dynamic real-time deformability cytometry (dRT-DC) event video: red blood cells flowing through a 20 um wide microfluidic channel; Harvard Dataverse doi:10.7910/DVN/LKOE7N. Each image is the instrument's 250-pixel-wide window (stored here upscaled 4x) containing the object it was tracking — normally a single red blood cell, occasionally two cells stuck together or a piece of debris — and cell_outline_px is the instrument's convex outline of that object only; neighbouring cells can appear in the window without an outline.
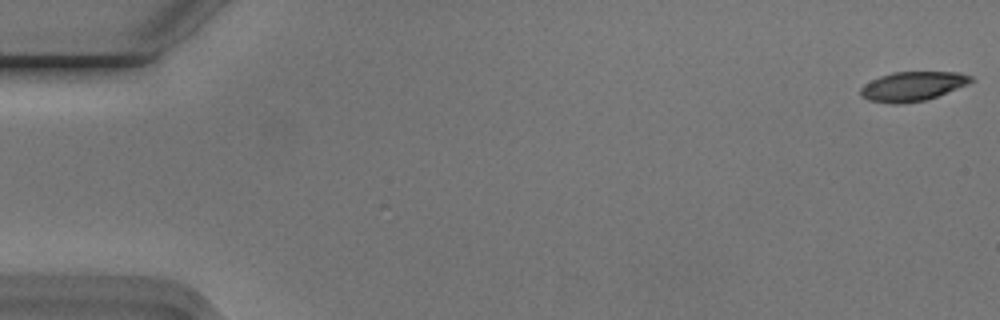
{"species": "Egyptian fruit bat (a non-hibernating species)", "species_latin": "Rousettus aegyptiacus", "temperature_condition": "cold", "stored_images_in_passage": 55, "camera_frame_rate_fps": 3000, "um_per_image_px": 0.085, "animal": {"sex": "male"}, "frame": {"image": 1, "passage_image": 1, "time_ms": 0.0, "image_size_px": [1000, 320], "cell_outline_px": [[972, 80], [968, 84], [936, 96], [924, 100], [896, 104], [868, 100], [860, 92], [860, 88], [864, 84], [880, 76], [892, 72], [960, 72], [972, 76]], "centroid_in_image_um": [77.56, 7.32], "position_along_channel_um": 7.4, "area_um2": 18.55}}
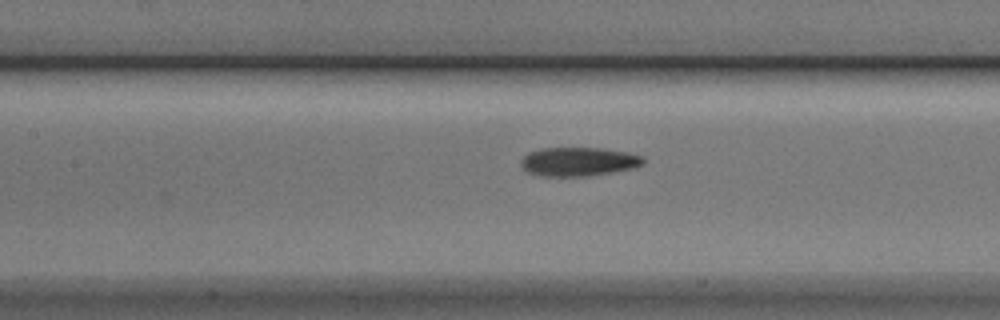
{"frame": {"image": 2, "passage_image": 25, "time_ms": 8.0, "image_size_px": [1000, 320], "cell_outline_px": [[644, 164], [632, 168], [612, 172], [588, 176], [540, 176], [528, 172], [520, 164], [520, 160], [528, 152], [540, 148], [600, 148], [628, 152], [644, 156]], "centroid_in_image_um": [49.17, 13.73], "position_along_channel_um": 158.2, "area_um2": 20.63}}
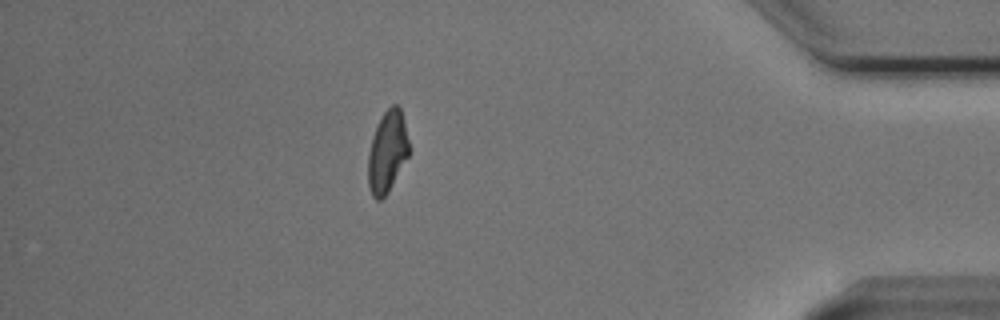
{"frame": {"image": 3, "passage_image": 48, "time_ms": 15.667, "image_size_px": [1000, 320], "cell_outline_px": [[408, 156], [388, 192], [380, 200], [376, 200], [372, 196], [368, 184], [368, 156], [372, 136], [376, 124], [384, 112], [392, 104], [396, 104], [400, 108], [404, 120], [408, 140]], "centroid_in_image_um": [32.9, 12.89], "position_along_channel_um": 402.3, "area_um2": 19.31}, "authors_computed_cell_mechanics": {"area_um2": 19.941, "velocity_mm_per_s": 3.7546, "shape_relaxation_time_tau1_ms": 3.8762, "shape_relaxation_time_tau2_ms": 2.7352, "deformation_change_tau1": 0.1493, "deformation_change_tau2": 0.1005}}